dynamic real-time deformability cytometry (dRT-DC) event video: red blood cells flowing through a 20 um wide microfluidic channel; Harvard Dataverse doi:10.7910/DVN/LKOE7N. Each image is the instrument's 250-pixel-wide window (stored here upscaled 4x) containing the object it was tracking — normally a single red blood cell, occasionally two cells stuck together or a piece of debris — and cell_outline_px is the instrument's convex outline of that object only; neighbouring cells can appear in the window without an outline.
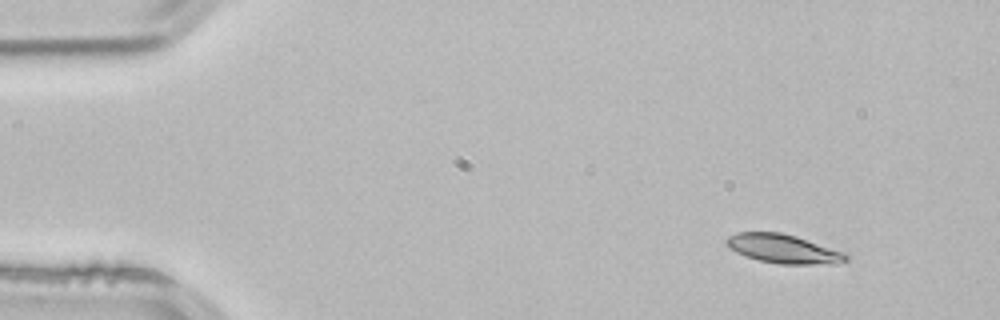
{"species": "common noctule bat (a hibernating species)", "species_latin": "Nyctalus noctula", "temperature_condition": "room temperature", "stored_images_in_passage": 3, "camera_frame_rate_fps": 3000, "um_per_image_px": 0.085, "animal": {"sex": "male", "body_mass_g": 21.5, "forearm_length_mm": 52.0}, "frame": {"image": 1, "passage_image": 1, "time_ms": 0.0, "image_size_px": [1000, 320], "cell_outline_px": [[848, 260], [836, 264], [780, 264], [760, 260], [744, 256], [736, 252], [724, 240], [728, 236], [736, 232], [780, 232], [796, 236], [848, 252]], "centroid_in_image_um": [66.65, 21.15], "position_along_channel_um": 18.3, "area_um2": 20.35}}
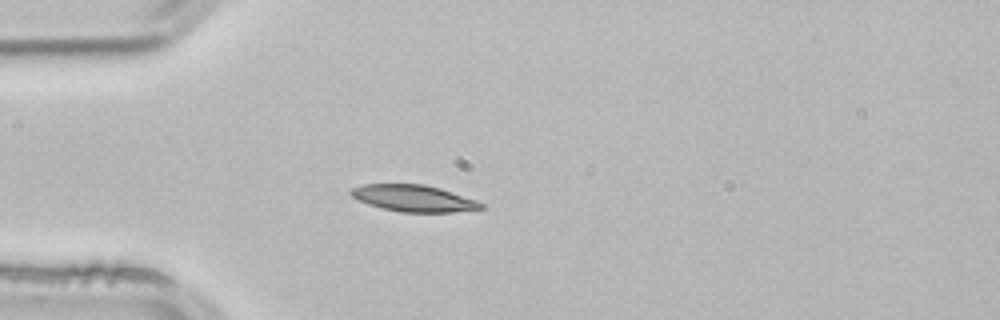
{"frame": {"image": 2, "passage_image": 3, "time_ms": 0.667, "image_size_px": [1000, 320], "cell_outline_px": [[484, 208], [452, 212], [400, 212], [380, 208], [368, 204], [352, 196], [348, 192], [352, 188], [364, 184], [424, 184], [440, 188], [476, 200], [484, 204]], "centroid_in_image_um": [35.15, 16.85], "position_along_channel_um": 49.9, "area_um2": 20.11}}